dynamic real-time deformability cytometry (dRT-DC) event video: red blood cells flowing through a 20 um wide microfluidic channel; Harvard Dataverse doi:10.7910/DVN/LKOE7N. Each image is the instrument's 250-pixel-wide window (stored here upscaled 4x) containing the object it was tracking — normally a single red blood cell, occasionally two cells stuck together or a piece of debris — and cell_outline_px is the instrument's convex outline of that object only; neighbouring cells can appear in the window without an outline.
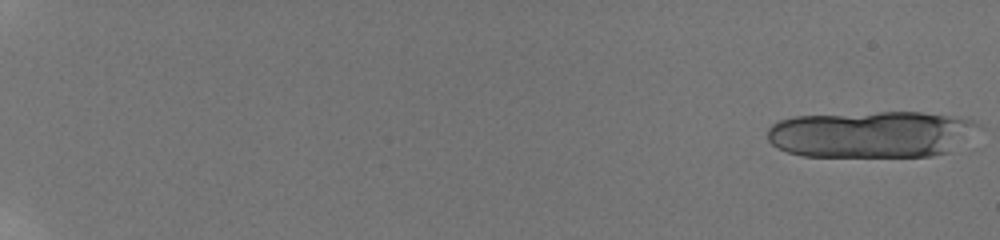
{"species": "human", "species_latin": "Homo sapiens", "temperature_condition": "room temperature", "stored_images_in_passage": 19, "camera_frame_rate_fps": 3000, "um_per_image_px": 0.085, "donor": {"sex": "male"}, "frame": {"image": 1, "passage_image": 1, "time_ms": 0.0, "image_size_px": [1000, 240], "cell_outline_px": [[984, 128], [948, 152], [932, 156], [804, 156], [788, 152], [776, 148], [768, 140], [768, 128], [772, 124], [780, 120], [796, 116], [880, 112], [920, 112], [960, 116], [972, 120], [980, 124]], "centroid_in_image_um": [74.12, 11.4], "position_along_channel_um": 10.9, "area_um2": 57.86}}